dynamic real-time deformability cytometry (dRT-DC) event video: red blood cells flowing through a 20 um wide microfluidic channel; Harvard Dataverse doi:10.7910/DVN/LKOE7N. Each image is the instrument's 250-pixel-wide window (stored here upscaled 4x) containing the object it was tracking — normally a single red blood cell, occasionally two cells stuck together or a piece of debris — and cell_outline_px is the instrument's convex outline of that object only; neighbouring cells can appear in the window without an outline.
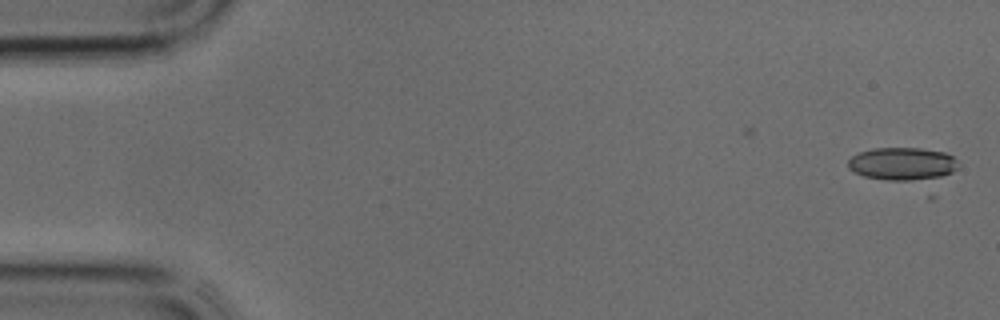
{"species": "common noctule bat (a hibernating species)", "species_latin": "Nyctalus noctula", "temperature_condition": "cold", "stored_images_in_passage": 4, "camera_frame_rate_fps": 3000, "um_per_image_px": 0.085, "animal": {"sex": "male", "body_mass_g": 17.9, "forearm_length_mm": 54.2}, "frame": {"image": 1, "passage_image": 4, "time_ms": 1.0, "image_size_px": [1000, 320], "cell_outline_px": [[960, 164], [952, 172], [932, 180], [888, 180], [864, 176], [848, 168], [848, 160], [852, 156], [860, 152], [872, 148], [920, 148], [944, 152], [952, 156]], "centroid_in_image_um": [76.73, 13.92], "position_along_channel_um": 8.3, "area_um2": 21.15}}